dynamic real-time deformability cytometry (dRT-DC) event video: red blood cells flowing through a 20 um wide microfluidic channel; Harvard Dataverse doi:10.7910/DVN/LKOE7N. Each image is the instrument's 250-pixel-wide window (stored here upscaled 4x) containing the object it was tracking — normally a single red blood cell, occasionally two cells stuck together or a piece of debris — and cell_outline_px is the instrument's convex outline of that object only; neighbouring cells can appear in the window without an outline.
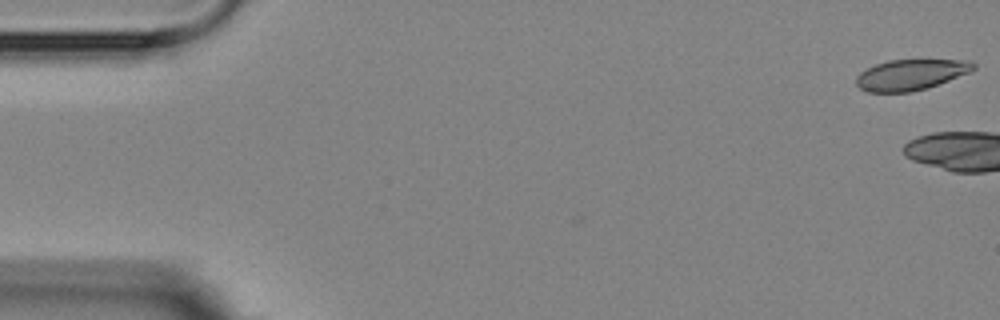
{"species": "Egyptian fruit bat (a non-hibernating species)", "species_latin": "Rousettus aegyptiacus", "temperature_condition": "room temperature", "stored_images_in_passage": 6, "camera_frame_rate_fps": 3000, "um_per_image_px": 0.085, "animal": {"sex": "female"}, "frame": {"image": 1, "passage_image": 1, "time_ms": 0.0, "image_size_px": [1000, 320], "cell_outline_px": [[976, 68], [968, 72], [928, 88], [912, 92], [868, 92], [860, 88], [856, 84], [856, 76], [860, 72], [876, 64], [888, 60], [972, 60], [976, 64]], "centroid_in_image_um": [77.41, 6.35], "position_along_channel_um": 7.6, "area_um2": 20.92}}